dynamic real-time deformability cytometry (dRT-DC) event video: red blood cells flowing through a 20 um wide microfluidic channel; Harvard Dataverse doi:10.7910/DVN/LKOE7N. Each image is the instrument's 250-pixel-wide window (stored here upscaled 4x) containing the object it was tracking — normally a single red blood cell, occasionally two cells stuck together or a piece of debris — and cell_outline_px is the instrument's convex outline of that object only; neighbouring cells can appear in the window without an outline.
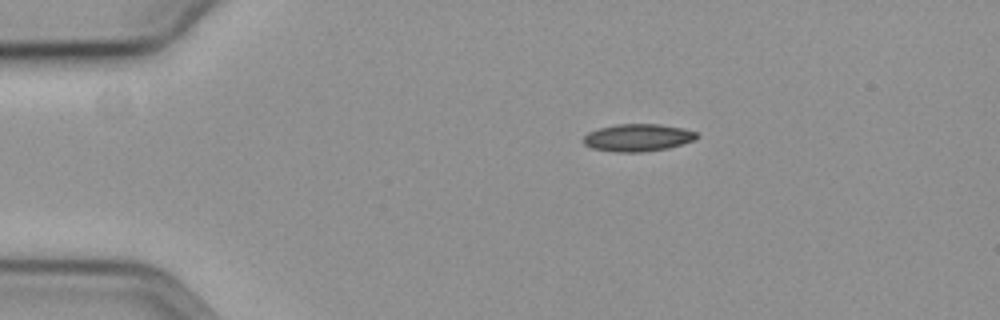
{"species": "common noctule bat (a hibernating species)", "species_latin": "Nyctalus noctula", "temperature_condition": "cold", "stored_images_in_passage": 32, "camera_frame_rate_fps": 3000, "um_per_image_px": 0.085, "animal": {"sex": "female", "body_mass_g": 19.3, "forearm_length_mm": 54.1}, "frame": {"image": 1, "passage_image": 1, "time_ms": 0.0, "image_size_px": [1000, 320], "cell_outline_px": [[696, 140], [668, 148], [640, 152], [616, 152], [592, 148], [584, 144], [584, 136], [588, 132], [600, 128], [616, 124], [660, 124], [680, 128], [696, 132]], "centroid_in_image_um": [54.2, 11.7], "position_along_channel_um": 30.8, "area_um2": 17.92}}
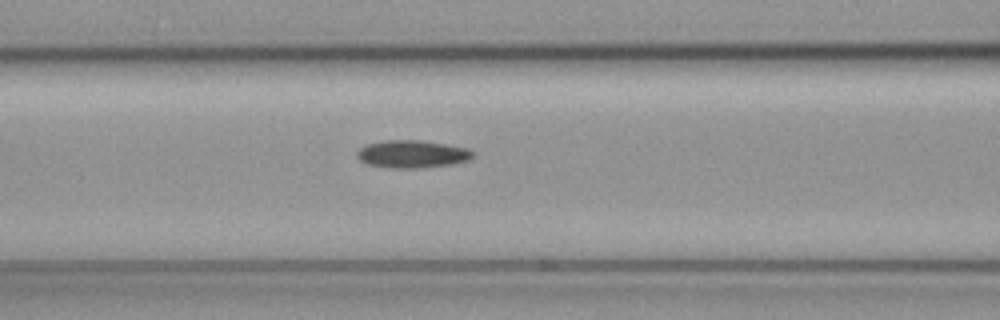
{"frame": {"image": 2, "passage_image": 14, "time_ms": 4.333, "image_size_px": [1000, 320], "cell_outline_px": [[476, 152], [468, 160], [452, 164], [420, 168], [392, 168], [368, 164], [360, 160], [356, 156], [356, 152], [360, 148], [368, 144], [384, 140], [420, 140], [468, 148]], "centroid_in_image_um": [35.04, 13.09], "position_along_channel_um": 131.6, "area_um2": 18.61}}
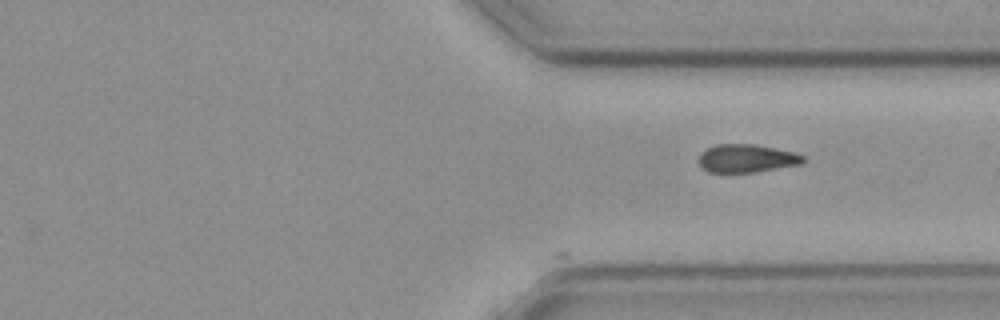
{"frame": {"image": 3, "passage_image": 32, "time_ms": 10.333, "image_size_px": [1000, 320], "cell_outline_px": [[804, 160], [800, 164], [756, 172], [708, 172], [700, 168], [700, 156], [708, 148], [716, 144], [756, 144], [796, 152], [804, 156]], "centroid_in_image_um": [63.49, 13.46], "position_along_channel_um": 347.9, "area_um2": 17.05}}